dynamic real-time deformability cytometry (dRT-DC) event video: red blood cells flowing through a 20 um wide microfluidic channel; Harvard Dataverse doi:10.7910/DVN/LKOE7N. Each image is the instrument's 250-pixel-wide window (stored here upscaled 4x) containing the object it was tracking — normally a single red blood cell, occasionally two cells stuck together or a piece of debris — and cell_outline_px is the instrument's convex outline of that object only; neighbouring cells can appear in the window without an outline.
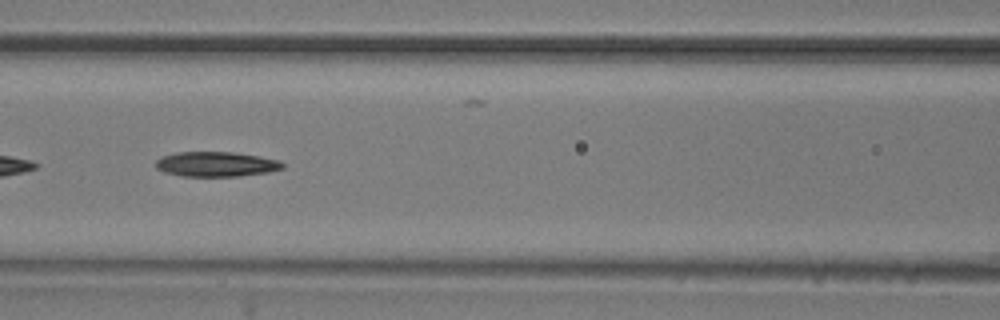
{"species": "common noctule bat (a hibernating species)", "species_latin": "Nyctalus noctula", "temperature_condition": "room temperature", "stored_images_in_passage": 52, "camera_frame_rate_fps": 3000, "um_per_image_px": 0.085, "animal": {"sex": "male", "body_mass_g": 20.5, "forearm_length_mm": 52.5}, "frame": {"image": 1, "passage_image": 22, "time_ms": 7.0, "image_size_px": [1000, 320], "cell_outline_px": [[284, 168], [268, 172], [240, 176], [180, 176], [164, 172], [156, 168], [156, 160], [160, 156], [176, 152], [232, 152], [260, 156], [280, 160], [284, 164]], "centroid_in_image_um": [18.36, 13.95], "position_along_channel_um": 148.2, "area_um2": 18.55}}
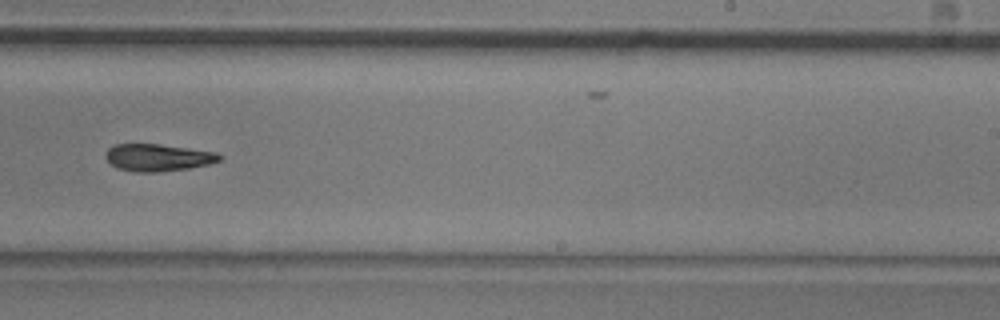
{"frame": {"image": 2, "passage_image": 32, "time_ms": 10.333, "image_size_px": [1000, 320], "cell_outline_px": [[224, 156], [220, 160], [208, 164], [188, 168], [156, 172], [136, 172], [116, 168], [104, 156], [104, 152], [108, 148], [116, 144], [160, 144], [216, 152]], "centroid_in_image_um": [13.4, 13.38], "position_along_channel_um": 275.6, "area_um2": 18.03}}
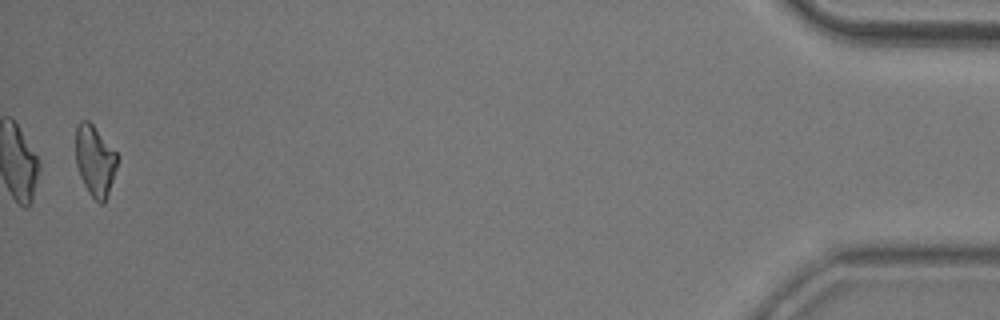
{"frame": {"image": 3, "passage_image": 51, "time_ms": 16.667, "image_size_px": [1000, 320], "cell_outline_px": [[116, 168], [108, 196], [104, 204], [100, 204], [88, 192], [80, 176], [76, 164], [76, 124], [80, 120], [88, 120], [92, 124], [116, 152]], "centroid_in_image_um": [8.05, 13.67], "position_along_channel_um": 427.1, "area_um2": 16.99}, "authors_computed_cell_mechanics": {"area_um2": 18.5827, "velocity_mm_per_s": 3.8324, "shape_relaxation_time_tau1_ms": 6.7076, "shape_relaxation_time_tau2_ms": null, "deformation_change_tau1": 0.1616, "deformation_change_tau2": null}}